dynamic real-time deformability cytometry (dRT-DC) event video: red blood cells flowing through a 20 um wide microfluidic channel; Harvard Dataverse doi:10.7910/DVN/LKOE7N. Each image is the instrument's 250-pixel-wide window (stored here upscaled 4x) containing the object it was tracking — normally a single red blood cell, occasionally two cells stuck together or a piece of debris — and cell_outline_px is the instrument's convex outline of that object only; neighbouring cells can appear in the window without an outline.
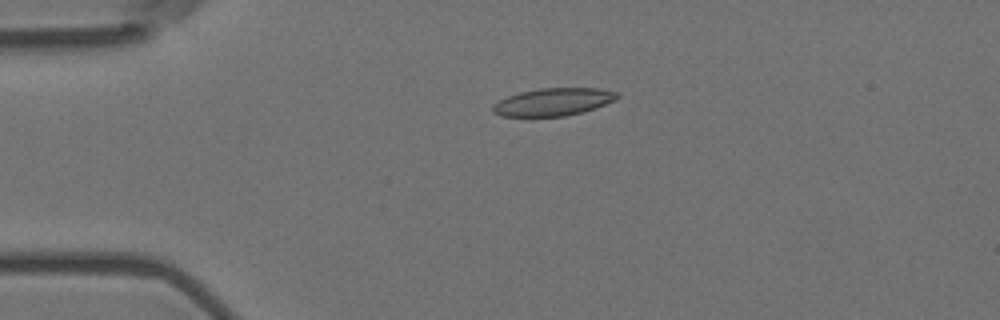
{"species": "Egyptian fruit bat (a non-hibernating species)", "species_latin": "Rousettus aegyptiacus", "temperature_condition": "room temperature", "stored_images_in_passage": 44, "camera_frame_rate_fps": 3000, "um_per_image_px": 0.085, "animal": {"sex": "female"}, "frame": {"image": 1, "passage_image": 1, "time_ms": 0.0, "image_size_px": [1000, 320], "cell_outline_px": [[620, 96], [604, 104], [580, 112], [564, 116], [500, 116], [492, 112], [492, 104], [508, 96], [520, 92], [540, 88], [600, 88], [620, 92]], "centroid_in_image_um": [47.0, 8.65], "position_along_channel_um": 38.0, "area_um2": 19.83}}
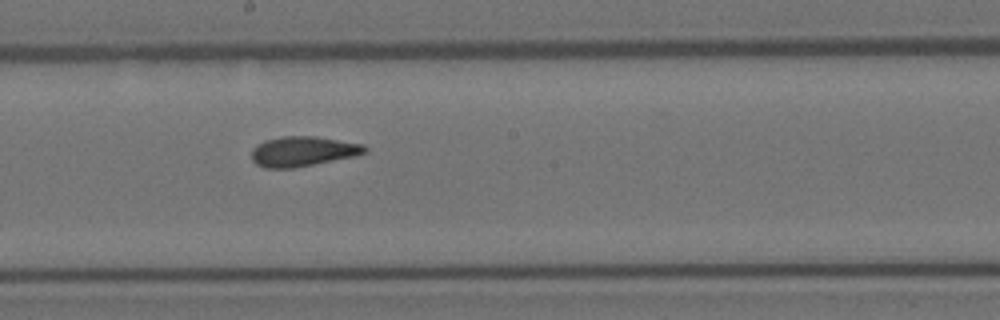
{"frame": {"image": 2, "passage_image": 19, "time_ms": 6.0, "image_size_px": [1000, 320], "cell_outline_px": [[368, 148], [364, 152], [356, 156], [292, 168], [264, 168], [256, 164], [252, 160], [252, 148], [264, 140], [284, 136], [316, 136], [364, 144]], "centroid_in_image_um": [25.73, 12.86], "position_along_channel_um": 222.5, "area_um2": 19.77}}
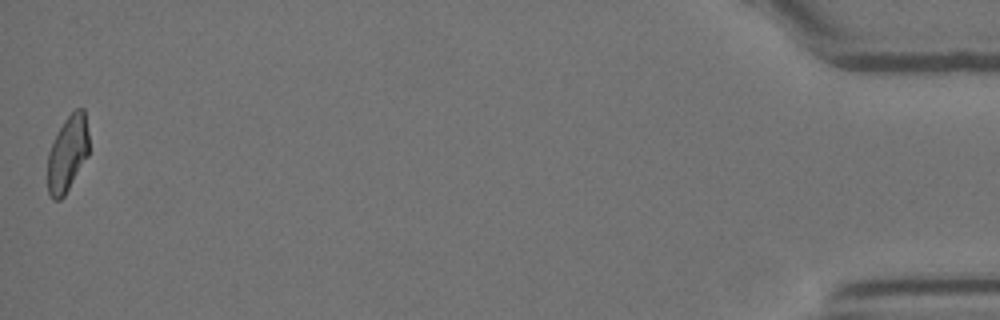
{"frame": {"image": 3, "passage_image": 44, "time_ms": 14.333, "image_size_px": [1000, 320], "cell_outline_px": [[88, 156], [64, 196], [60, 200], [52, 200], [48, 192], [48, 152], [64, 120], [76, 108], [84, 108], [88, 132]], "centroid_in_image_um": [5.75, 13.07], "position_along_channel_um": 429.5, "area_um2": 18.15}, "authors_computed_cell_mechanics": {"area_um2": 19.5364, "velocity_mm_per_s": 3.6146, "shape_relaxation_time_tau1_ms": null, "shape_relaxation_time_tau2_ms": 2.2087, "deformation_change_tau1": null, "deformation_change_tau2": 0.0889}}